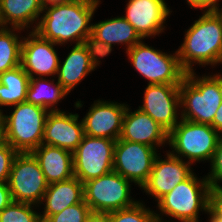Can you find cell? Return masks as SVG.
Returning <instances> with one entry per match:
<instances>
[{
	"mask_svg": "<svg viewBox=\"0 0 222 222\" xmlns=\"http://www.w3.org/2000/svg\"><path fill=\"white\" fill-rule=\"evenodd\" d=\"M100 0H73L44 6L45 14L32 29L55 44H81L91 34L92 16Z\"/></svg>",
	"mask_w": 222,
	"mask_h": 222,
	"instance_id": "cell-1",
	"label": "cell"
},
{
	"mask_svg": "<svg viewBox=\"0 0 222 222\" xmlns=\"http://www.w3.org/2000/svg\"><path fill=\"white\" fill-rule=\"evenodd\" d=\"M184 36L177 53L186 72L194 70V63L202 66L222 64V16L218 11H204Z\"/></svg>",
	"mask_w": 222,
	"mask_h": 222,
	"instance_id": "cell-2",
	"label": "cell"
},
{
	"mask_svg": "<svg viewBox=\"0 0 222 222\" xmlns=\"http://www.w3.org/2000/svg\"><path fill=\"white\" fill-rule=\"evenodd\" d=\"M179 94L181 119L211 125L222 103V75L199 78L194 70L186 72Z\"/></svg>",
	"mask_w": 222,
	"mask_h": 222,
	"instance_id": "cell-3",
	"label": "cell"
},
{
	"mask_svg": "<svg viewBox=\"0 0 222 222\" xmlns=\"http://www.w3.org/2000/svg\"><path fill=\"white\" fill-rule=\"evenodd\" d=\"M49 110L31 103L14 106L11 115L2 113L6 142L18 153H29L42 144L44 127Z\"/></svg>",
	"mask_w": 222,
	"mask_h": 222,
	"instance_id": "cell-4",
	"label": "cell"
},
{
	"mask_svg": "<svg viewBox=\"0 0 222 222\" xmlns=\"http://www.w3.org/2000/svg\"><path fill=\"white\" fill-rule=\"evenodd\" d=\"M210 187L206 176L200 180L193 173L161 197L157 206L162 214L181 222H199V211L209 209Z\"/></svg>",
	"mask_w": 222,
	"mask_h": 222,
	"instance_id": "cell-5",
	"label": "cell"
},
{
	"mask_svg": "<svg viewBox=\"0 0 222 222\" xmlns=\"http://www.w3.org/2000/svg\"><path fill=\"white\" fill-rule=\"evenodd\" d=\"M219 140L218 131L211 125L180 119L168 133L167 143L173 149L170 151L172 155L188 158V162L193 164L195 161L211 162Z\"/></svg>",
	"mask_w": 222,
	"mask_h": 222,
	"instance_id": "cell-6",
	"label": "cell"
},
{
	"mask_svg": "<svg viewBox=\"0 0 222 222\" xmlns=\"http://www.w3.org/2000/svg\"><path fill=\"white\" fill-rule=\"evenodd\" d=\"M135 70L148 79V84L180 85L186 71L181 67L177 51L166 54L140 41L126 51Z\"/></svg>",
	"mask_w": 222,
	"mask_h": 222,
	"instance_id": "cell-7",
	"label": "cell"
},
{
	"mask_svg": "<svg viewBox=\"0 0 222 222\" xmlns=\"http://www.w3.org/2000/svg\"><path fill=\"white\" fill-rule=\"evenodd\" d=\"M130 182L116 171L83 183L84 201L91 211L113 212L134 206L130 196Z\"/></svg>",
	"mask_w": 222,
	"mask_h": 222,
	"instance_id": "cell-8",
	"label": "cell"
},
{
	"mask_svg": "<svg viewBox=\"0 0 222 222\" xmlns=\"http://www.w3.org/2000/svg\"><path fill=\"white\" fill-rule=\"evenodd\" d=\"M7 183L14 202L33 205H41L49 185L37 159L31 152L16 155Z\"/></svg>",
	"mask_w": 222,
	"mask_h": 222,
	"instance_id": "cell-9",
	"label": "cell"
},
{
	"mask_svg": "<svg viewBox=\"0 0 222 222\" xmlns=\"http://www.w3.org/2000/svg\"><path fill=\"white\" fill-rule=\"evenodd\" d=\"M116 141L84 135L73 151L74 176L82 183L98 178L113 170Z\"/></svg>",
	"mask_w": 222,
	"mask_h": 222,
	"instance_id": "cell-10",
	"label": "cell"
},
{
	"mask_svg": "<svg viewBox=\"0 0 222 222\" xmlns=\"http://www.w3.org/2000/svg\"><path fill=\"white\" fill-rule=\"evenodd\" d=\"M157 149L118 139L114 148L113 170L142 188L147 182Z\"/></svg>",
	"mask_w": 222,
	"mask_h": 222,
	"instance_id": "cell-11",
	"label": "cell"
},
{
	"mask_svg": "<svg viewBox=\"0 0 222 222\" xmlns=\"http://www.w3.org/2000/svg\"><path fill=\"white\" fill-rule=\"evenodd\" d=\"M180 85L148 84L144 92V102L139 109L156 121L169 133L179 122Z\"/></svg>",
	"mask_w": 222,
	"mask_h": 222,
	"instance_id": "cell-12",
	"label": "cell"
},
{
	"mask_svg": "<svg viewBox=\"0 0 222 222\" xmlns=\"http://www.w3.org/2000/svg\"><path fill=\"white\" fill-rule=\"evenodd\" d=\"M31 33V34H30ZM23 38L21 48V66L30 78L53 76L57 74L59 57L54 46L57 45L41 37L37 32H30Z\"/></svg>",
	"mask_w": 222,
	"mask_h": 222,
	"instance_id": "cell-13",
	"label": "cell"
},
{
	"mask_svg": "<svg viewBox=\"0 0 222 222\" xmlns=\"http://www.w3.org/2000/svg\"><path fill=\"white\" fill-rule=\"evenodd\" d=\"M166 155L167 157L164 160L160 156H156L151 174L142 186V190L153 196L157 201L193 174L190 167L191 163L185 162L170 152H167Z\"/></svg>",
	"mask_w": 222,
	"mask_h": 222,
	"instance_id": "cell-14",
	"label": "cell"
},
{
	"mask_svg": "<svg viewBox=\"0 0 222 222\" xmlns=\"http://www.w3.org/2000/svg\"><path fill=\"white\" fill-rule=\"evenodd\" d=\"M127 105L98 100L82 119L85 135L117 141Z\"/></svg>",
	"mask_w": 222,
	"mask_h": 222,
	"instance_id": "cell-15",
	"label": "cell"
},
{
	"mask_svg": "<svg viewBox=\"0 0 222 222\" xmlns=\"http://www.w3.org/2000/svg\"><path fill=\"white\" fill-rule=\"evenodd\" d=\"M123 16L144 39L163 32L170 9L164 0H129Z\"/></svg>",
	"mask_w": 222,
	"mask_h": 222,
	"instance_id": "cell-16",
	"label": "cell"
},
{
	"mask_svg": "<svg viewBox=\"0 0 222 222\" xmlns=\"http://www.w3.org/2000/svg\"><path fill=\"white\" fill-rule=\"evenodd\" d=\"M78 118V114L65 111L49 112L42 143L73 152L85 135L83 122H78Z\"/></svg>",
	"mask_w": 222,
	"mask_h": 222,
	"instance_id": "cell-17",
	"label": "cell"
},
{
	"mask_svg": "<svg viewBox=\"0 0 222 222\" xmlns=\"http://www.w3.org/2000/svg\"><path fill=\"white\" fill-rule=\"evenodd\" d=\"M120 139L141 143L156 149L168 141V133L140 109L130 112L127 106Z\"/></svg>",
	"mask_w": 222,
	"mask_h": 222,
	"instance_id": "cell-18",
	"label": "cell"
},
{
	"mask_svg": "<svg viewBox=\"0 0 222 222\" xmlns=\"http://www.w3.org/2000/svg\"><path fill=\"white\" fill-rule=\"evenodd\" d=\"M31 153L37 159L48 184L65 181L74 176L73 152L42 143Z\"/></svg>",
	"mask_w": 222,
	"mask_h": 222,
	"instance_id": "cell-19",
	"label": "cell"
},
{
	"mask_svg": "<svg viewBox=\"0 0 222 222\" xmlns=\"http://www.w3.org/2000/svg\"><path fill=\"white\" fill-rule=\"evenodd\" d=\"M83 200V183L75 176L49 184L41 202V204L45 202L44 212L40 214L41 221L44 222L49 216L60 213L65 208Z\"/></svg>",
	"mask_w": 222,
	"mask_h": 222,
	"instance_id": "cell-20",
	"label": "cell"
},
{
	"mask_svg": "<svg viewBox=\"0 0 222 222\" xmlns=\"http://www.w3.org/2000/svg\"><path fill=\"white\" fill-rule=\"evenodd\" d=\"M95 70L87 48L83 43L75 44L62 64H59L57 81L69 93L88 73Z\"/></svg>",
	"mask_w": 222,
	"mask_h": 222,
	"instance_id": "cell-21",
	"label": "cell"
},
{
	"mask_svg": "<svg viewBox=\"0 0 222 222\" xmlns=\"http://www.w3.org/2000/svg\"><path fill=\"white\" fill-rule=\"evenodd\" d=\"M91 34L109 45L125 44L126 51L142 40L123 16L92 24Z\"/></svg>",
	"mask_w": 222,
	"mask_h": 222,
	"instance_id": "cell-22",
	"label": "cell"
},
{
	"mask_svg": "<svg viewBox=\"0 0 222 222\" xmlns=\"http://www.w3.org/2000/svg\"><path fill=\"white\" fill-rule=\"evenodd\" d=\"M41 0H0V12L5 26L25 29L34 21L40 20V13H44Z\"/></svg>",
	"mask_w": 222,
	"mask_h": 222,
	"instance_id": "cell-23",
	"label": "cell"
},
{
	"mask_svg": "<svg viewBox=\"0 0 222 222\" xmlns=\"http://www.w3.org/2000/svg\"><path fill=\"white\" fill-rule=\"evenodd\" d=\"M29 81L30 77L21 65L0 73V106L13 107L26 102ZM2 113L0 109V114Z\"/></svg>",
	"mask_w": 222,
	"mask_h": 222,
	"instance_id": "cell-24",
	"label": "cell"
},
{
	"mask_svg": "<svg viewBox=\"0 0 222 222\" xmlns=\"http://www.w3.org/2000/svg\"><path fill=\"white\" fill-rule=\"evenodd\" d=\"M48 81L49 80L43 77L30 78L26 102L46 108L50 112L61 111L60 109L58 110V108H56L54 105L68 95V92L58 81L55 84L53 82L54 79L52 81L50 80V82ZM51 85L52 87H50Z\"/></svg>",
	"mask_w": 222,
	"mask_h": 222,
	"instance_id": "cell-25",
	"label": "cell"
},
{
	"mask_svg": "<svg viewBox=\"0 0 222 222\" xmlns=\"http://www.w3.org/2000/svg\"><path fill=\"white\" fill-rule=\"evenodd\" d=\"M8 28L9 27L7 26L0 32V73L21 65V48L23 38L21 40L15 33V30L18 31L22 29Z\"/></svg>",
	"mask_w": 222,
	"mask_h": 222,
	"instance_id": "cell-26",
	"label": "cell"
},
{
	"mask_svg": "<svg viewBox=\"0 0 222 222\" xmlns=\"http://www.w3.org/2000/svg\"><path fill=\"white\" fill-rule=\"evenodd\" d=\"M32 205L13 201L0 212V222H42Z\"/></svg>",
	"mask_w": 222,
	"mask_h": 222,
	"instance_id": "cell-27",
	"label": "cell"
},
{
	"mask_svg": "<svg viewBox=\"0 0 222 222\" xmlns=\"http://www.w3.org/2000/svg\"><path fill=\"white\" fill-rule=\"evenodd\" d=\"M111 222H152L155 212L137 202L134 206L110 212Z\"/></svg>",
	"mask_w": 222,
	"mask_h": 222,
	"instance_id": "cell-28",
	"label": "cell"
},
{
	"mask_svg": "<svg viewBox=\"0 0 222 222\" xmlns=\"http://www.w3.org/2000/svg\"><path fill=\"white\" fill-rule=\"evenodd\" d=\"M90 212V207L83 200L65 208L60 213L49 216L44 222H86Z\"/></svg>",
	"mask_w": 222,
	"mask_h": 222,
	"instance_id": "cell-29",
	"label": "cell"
},
{
	"mask_svg": "<svg viewBox=\"0 0 222 222\" xmlns=\"http://www.w3.org/2000/svg\"><path fill=\"white\" fill-rule=\"evenodd\" d=\"M83 44L87 48L90 61L94 68L100 64V61L98 60L100 58L98 57H105L112 51V45L95 38L92 34L85 38Z\"/></svg>",
	"mask_w": 222,
	"mask_h": 222,
	"instance_id": "cell-30",
	"label": "cell"
},
{
	"mask_svg": "<svg viewBox=\"0 0 222 222\" xmlns=\"http://www.w3.org/2000/svg\"><path fill=\"white\" fill-rule=\"evenodd\" d=\"M18 152L6 143L0 148V182H8L14 158Z\"/></svg>",
	"mask_w": 222,
	"mask_h": 222,
	"instance_id": "cell-31",
	"label": "cell"
},
{
	"mask_svg": "<svg viewBox=\"0 0 222 222\" xmlns=\"http://www.w3.org/2000/svg\"><path fill=\"white\" fill-rule=\"evenodd\" d=\"M207 175L210 186H218L222 182V138H220L217 149L211 161V171Z\"/></svg>",
	"mask_w": 222,
	"mask_h": 222,
	"instance_id": "cell-32",
	"label": "cell"
},
{
	"mask_svg": "<svg viewBox=\"0 0 222 222\" xmlns=\"http://www.w3.org/2000/svg\"><path fill=\"white\" fill-rule=\"evenodd\" d=\"M209 209L222 219V186H211L209 193Z\"/></svg>",
	"mask_w": 222,
	"mask_h": 222,
	"instance_id": "cell-33",
	"label": "cell"
},
{
	"mask_svg": "<svg viewBox=\"0 0 222 222\" xmlns=\"http://www.w3.org/2000/svg\"><path fill=\"white\" fill-rule=\"evenodd\" d=\"M187 4L190 5L191 8L197 9L200 8L201 10H205V12L210 11H220L219 9V0H186Z\"/></svg>",
	"mask_w": 222,
	"mask_h": 222,
	"instance_id": "cell-34",
	"label": "cell"
},
{
	"mask_svg": "<svg viewBox=\"0 0 222 222\" xmlns=\"http://www.w3.org/2000/svg\"><path fill=\"white\" fill-rule=\"evenodd\" d=\"M13 202L7 182H0V212Z\"/></svg>",
	"mask_w": 222,
	"mask_h": 222,
	"instance_id": "cell-35",
	"label": "cell"
},
{
	"mask_svg": "<svg viewBox=\"0 0 222 222\" xmlns=\"http://www.w3.org/2000/svg\"><path fill=\"white\" fill-rule=\"evenodd\" d=\"M86 222H111L110 213L91 211L86 218Z\"/></svg>",
	"mask_w": 222,
	"mask_h": 222,
	"instance_id": "cell-36",
	"label": "cell"
},
{
	"mask_svg": "<svg viewBox=\"0 0 222 222\" xmlns=\"http://www.w3.org/2000/svg\"><path fill=\"white\" fill-rule=\"evenodd\" d=\"M211 126L218 131L219 137L222 138V103L219 106L214 119H213V123L211 124ZM221 134V135H220Z\"/></svg>",
	"mask_w": 222,
	"mask_h": 222,
	"instance_id": "cell-37",
	"label": "cell"
},
{
	"mask_svg": "<svg viewBox=\"0 0 222 222\" xmlns=\"http://www.w3.org/2000/svg\"><path fill=\"white\" fill-rule=\"evenodd\" d=\"M6 143L5 123L2 114H0V148Z\"/></svg>",
	"mask_w": 222,
	"mask_h": 222,
	"instance_id": "cell-38",
	"label": "cell"
},
{
	"mask_svg": "<svg viewBox=\"0 0 222 222\" xmlns=\"http://www.w3.org/2000/svg\"><path fill=\"white\" fill-rule=\"evenodd\" d=\"M70 1H73V0H41L43 6L57 4V3L70 2Z\"/></svg>",
	"mask_w": 222,
	"mask_h": 222,
	"instance_id": "cell-39",
	"label": "cell"
},
{
	"mask_svg": "<svg viewBox=\"0 0 222 222\" xmlns=\"http://www.w3.org/2000/svg\"><path fill=\"white\" fill-rule=\"evenodd\" d=\"M206 213H209L210 215L209 222H222V219L214 214L210 209H208Z\"/></svg>",
	"mask_w": 222,
	"mask_h": 222,
	"instance_id": "cell-40",
	"label": "cell"
},
{
	"mask_svg": "<svg viewBox=\"0 0 222 222\" xmlns=\"http://www.w3.org/2000/svg\"><path fill=\"white\" fill-rule=\"evenodd\" d=\"M161 218L162 217H160V214L155 213V217L152 222H163Z\"/></svg>",
	"mask_w": 222,
	"mask_h": 222,
	"instance_id": "cell-41",
	"label": "cell"
},
{
	"mask_svg": "<svg viewBox=\"0 0 222 222\" xmlns=\"http://www.w3.org/2000/svg\"><path fill=\"white\" fill-rule=\"evenodd\" d=\"M6 28L3 20H2V16H1V12H0V32L3 31Z\"/></svg>",
	"mask_w": 222,
	"mask_h": 222,
	"instance_id": "cell-42",
	"label": "cell"
}]
</instances>
